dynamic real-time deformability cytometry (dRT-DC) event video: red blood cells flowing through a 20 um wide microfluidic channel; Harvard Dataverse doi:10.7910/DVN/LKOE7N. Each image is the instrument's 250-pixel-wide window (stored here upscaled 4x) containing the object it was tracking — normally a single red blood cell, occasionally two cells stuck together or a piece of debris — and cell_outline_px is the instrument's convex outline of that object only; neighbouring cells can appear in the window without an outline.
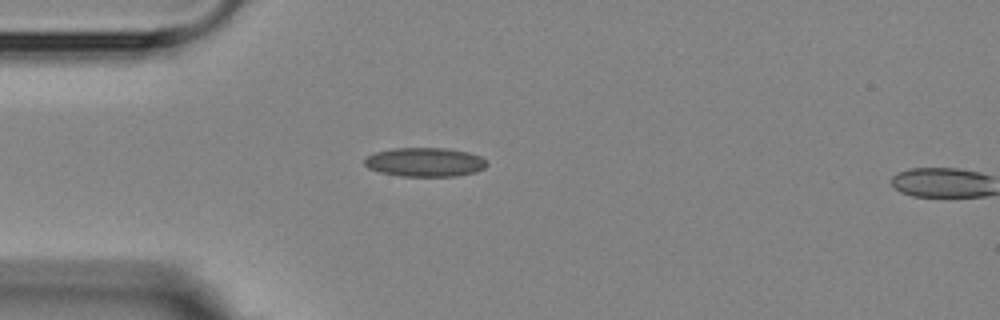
{"species": "Egyptian fruit bat (a non-hibernating species)", "species_latin": "Rousettus aegyptiacus", "temperature_condition": "room temperature", "stored_images_in_passage": 2, "segment_of_instrument_passage": [1, 2], "camera_frame_rate_fps": 3000, "um_per_image_px": 0.085, "animal": {"sex": "female"}, "frame": {"image": 1, "passage_image": 1, "time_ms": 0.0, "image_size_px": [1000, 320], "cell_outline_px": [[488, 164], [484, 168], [476, 172], [456, 176], [400, 176], [380, 172], [368, 168], [364, 164], [364, 160], [368, 156], [376, 152], [392, 148], [448, 148], [468, 152], [480, 156]], "centroid_in_image_um": [36.12, 13.78], "position_along_channel_um": 48.9, "area_um2": 20.69}}